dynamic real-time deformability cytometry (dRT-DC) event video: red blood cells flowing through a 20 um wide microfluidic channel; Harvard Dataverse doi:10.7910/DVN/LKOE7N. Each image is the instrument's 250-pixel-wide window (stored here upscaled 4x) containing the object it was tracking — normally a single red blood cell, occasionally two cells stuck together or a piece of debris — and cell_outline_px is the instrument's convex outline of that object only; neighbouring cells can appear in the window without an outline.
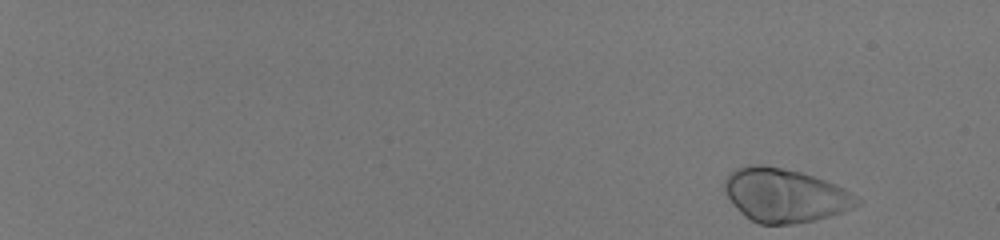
{"species": "human", "species_latin": "Homo sapiens", "temperature_condition": "room temperature", "stored_images_in_passage": 33, "camera_frame_rate_fps": 3000, "um_per_image_px": 0.085, "donor": {"sex": "male"}, "frame": {"image": 1, "passage_image": 1, "time_ms": 0.0, "image_size_px": [1000, 240], "cell_outline_px": [[860, 204], [840, 212], [828, 216], [812, 220], [792, 224], [760, 224], [744, 216], [740, 212], [728, 196], [724, 188], [724, 180], [736, 168], [748, 164], [760, 164], [800, 172], [824, 180], [844, 188], [860, 200]], "centroid_in_image_um": [66.68, 16.6], "position_along_channel_um": 18.3, "area_um2": 40.75}}
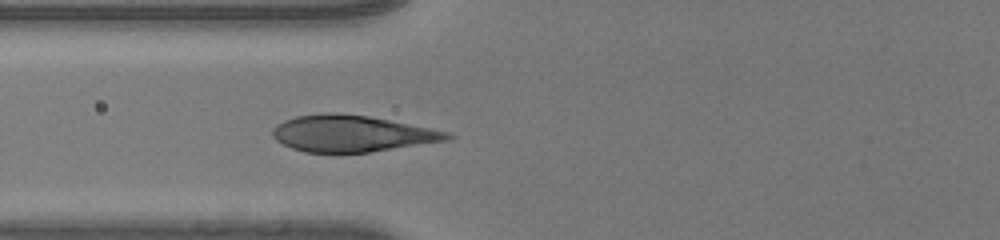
{"frame": {"image": 2, "passage_image": 24, "time_ms": 7.667, "image_size_px": [1000, 240], "cell_outline_px": [[456, 136], [448, 140], [368, 152], [304, 152], [292, 148], [276, 140], [272, 136], [272, 128], [276, 124], [284, 120], [296, 116], [324, 112], [336, 112], [368, 116], [448, 132]], "centroid_in_image_um": [29.84, 11.34], "position_along_channel_um": 96.0, "area_um2": 36.82}}
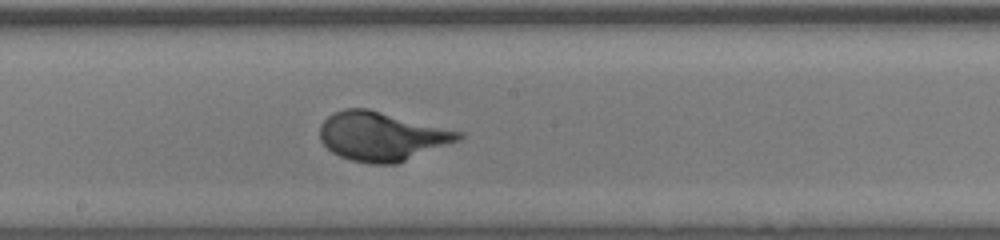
{"frame": {"image": 3, "passage_image": 33, "time_ms": 10.667, "image_size_px": [1000, 240], "cell_outline_px": [[464, 136], [460, 140], [396, 164], [368, 164], [352, 160], [340, 156], [332, 152], [320, 140], [320, 124], [328, 116], [344, 108], [368, 108], [464, 132]], "centroid_in_image_um": [32.46, 11.58], "position_along_channel_um": 215.7, "area_um2": 39.59}}